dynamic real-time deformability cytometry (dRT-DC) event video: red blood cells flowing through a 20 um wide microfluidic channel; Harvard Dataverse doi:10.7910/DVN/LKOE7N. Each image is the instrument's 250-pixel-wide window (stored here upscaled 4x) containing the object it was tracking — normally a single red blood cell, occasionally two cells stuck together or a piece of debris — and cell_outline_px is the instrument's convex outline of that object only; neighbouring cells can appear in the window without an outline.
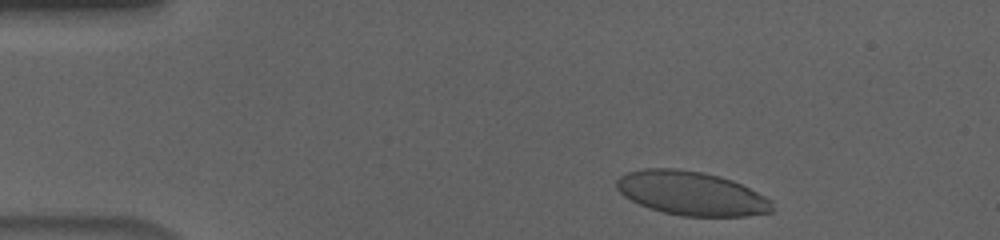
{"species": "human", "species_latin": "Homo sapiens", "temperature_condition": "cold", "stored_images_in_passage": 43, "camera_frame_rate_fps": 3000, "um_per_image_px": 0.085, "donor": {"sex": "male"}, "frame": {"image": 1, "passage_image": 3, "time_ms": 0.667, "image_size_px": [1000, 240], "cell_outline_px": [[772, 212], [744, 216], [680, 216], [648, 208], [624, 196], [616, 188], [616, 180], [620, 176], [628, 172], [644, 168], [676, 168], [700, 172], [720, 176], [732, 180], [772, 200]], "centroid_in_image_um": [58.74, 16.43], "position_along_channel_um": 26.3, "area_um2": 39.65}}
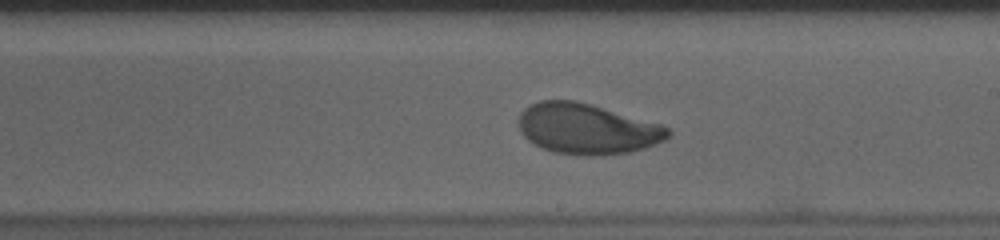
{"frame": {"image": 2, "passage_image": 27, "time_ms": 8.667, "image_size_px": [1000, 240], "cell_outline_px": [[672, 136], [656, 144], [644, 148], [628, 152], [600, 156], [584, 156], [552, 152], [540, 148], [532, 144], [520, 132], [520, 112], [524, 108], [540, 100], [576, 100], [592, 104], [664, 124], [672, 132]], "centroid_in_image_um": [49.93, 10.95], "position_along_channel_um": 239.1, "area_um2": 44.68}}
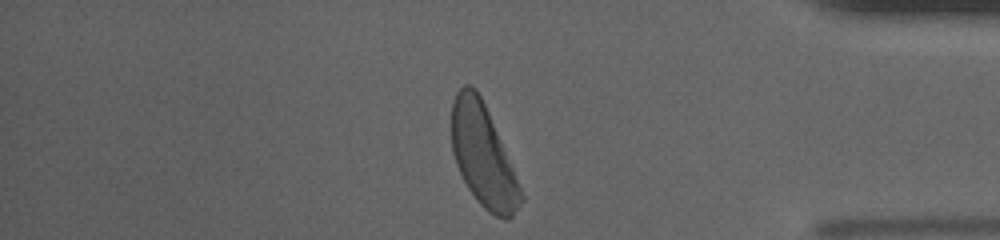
{"frame": {"image": 3, "passage_image": 42, "time_ms": 13.667, "image_size_px": [1000, 240], "cell_outline_px": [[524, 200], [512, 216], [508, 220], [504, 220], [488, 212], [476, 200], [468, 188], [456, 164], [452, 152], [452, 100], [456, 92], [464, 84], [472, 84], [476, 88], [484, 104], [512, 168], [524, 196]], "centroid_in_image_um": [41.04, 13.25], "position_along_channel_um": 394.2, "area_um2": 40.52}, "authors_computed_cell_mechanics": {"area_um2": 43.4656, "velocity_mm_per_s": 3.6081, "shape_relaxation_time_tau1_ms": 3.3814, "shape_relaxation_time_tau2_ms": 1.0919, "deformation_change_tau1": 0.1605, "deformation_change_tau2": 0.0575}}